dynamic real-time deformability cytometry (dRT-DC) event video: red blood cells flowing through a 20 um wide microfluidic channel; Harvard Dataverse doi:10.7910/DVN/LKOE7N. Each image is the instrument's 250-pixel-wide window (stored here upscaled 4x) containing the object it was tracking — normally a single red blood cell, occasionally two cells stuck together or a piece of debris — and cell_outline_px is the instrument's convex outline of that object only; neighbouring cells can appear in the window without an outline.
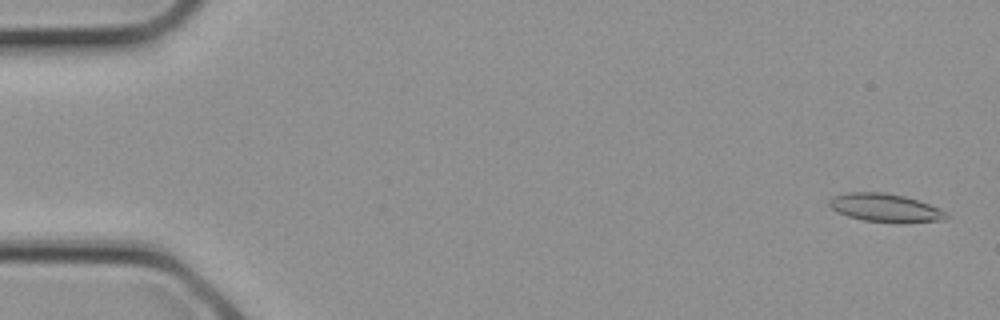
{"species": "common noctule bat (a hibernating species)", "species_latin": "Nyctalus noctula", "temperature_condition": "cold", "stored_images_in_passage": 4, "camera_frame_rate_fps": 3000, "um_per_image_px": 0.085, "animal": {"sex": "female", "body_mass_g": 21.9}, "frame": {"image": 1, "passage_image": 1, "time_ms": 0.0, "image_size_px": [1000, 320], "cell_outline_px": [[948, 216], [944, 220], [904, 224], [896, 224], [864, 220], [848, 216], [836, 212], [828, 204], [828, 200], [832, 196], [848, 192], [880, 192], [904, 196], [928, 204], [944, 212]], "centroid_in_image_um": [75.2, 17.69], "position_along_channel_um": 9.8, "area_um2": 19.42}}
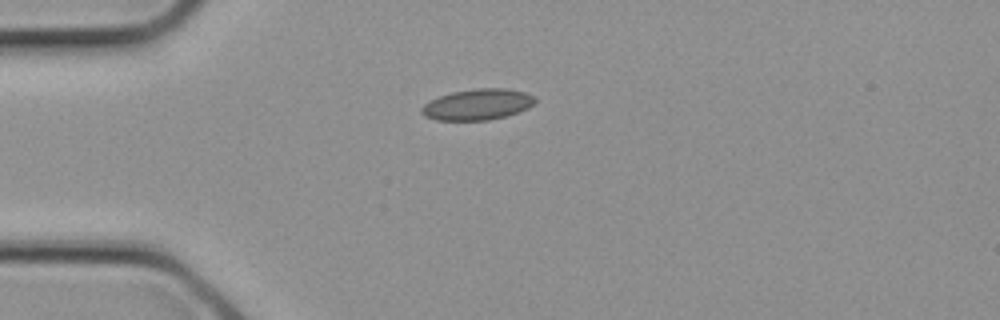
{"frame": {"image": 2, "passage_image": 4, "time_ms": 1.0, "image_size_px": [1000, 320], "cell_outline_px": [[536, 104], [528, 108], [504, 116], [488, 120], [436, 120], [424, 116], [420, 112], [420, 108], [428, 100], [452, 92], [476, 88], [508, 88], [524, 92], [536, 96]], "centroid_in_image_um": [40.59, 8.87], "position_along_channel_um": 44.4, "area_um2": 20.63}}